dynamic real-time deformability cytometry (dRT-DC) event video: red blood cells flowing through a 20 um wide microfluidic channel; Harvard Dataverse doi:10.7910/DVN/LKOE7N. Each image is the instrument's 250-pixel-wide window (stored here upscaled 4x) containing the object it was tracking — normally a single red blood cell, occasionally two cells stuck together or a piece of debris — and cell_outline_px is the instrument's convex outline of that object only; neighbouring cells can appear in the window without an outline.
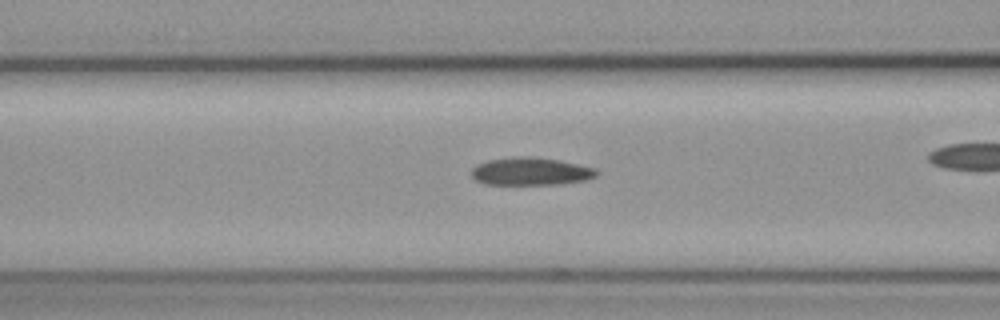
{"species": "common noctule bat (a hibernating species)", "species_latin": "Nyctalus noctula", "temperature_condition": "cold", "stored_images_in_passage": 27, "camera_frame_rate_fps": 3000, "um_per_image_px": 0.085, "animal": {"sex": "female", "body_mass_g": 19.3, "forearm_length_mm": 54.1}, "frame": {"image": 1, "passage_image": 5, "time_ms": 1.333, "image_size_px": [1000, 320], "cell_outline_px": [[596, 176], [584, 180], [560, 184], [484, 184], [476, 180], [472, 176], [472, 168], [476, 164], [488, 160], [520, 156], [528, 156], [560, 160], [596, 168]], "centroid_in_image_um": [45.09, 14.56], "position_along_channel_um": 121.5, "area_um2": 20.11}}
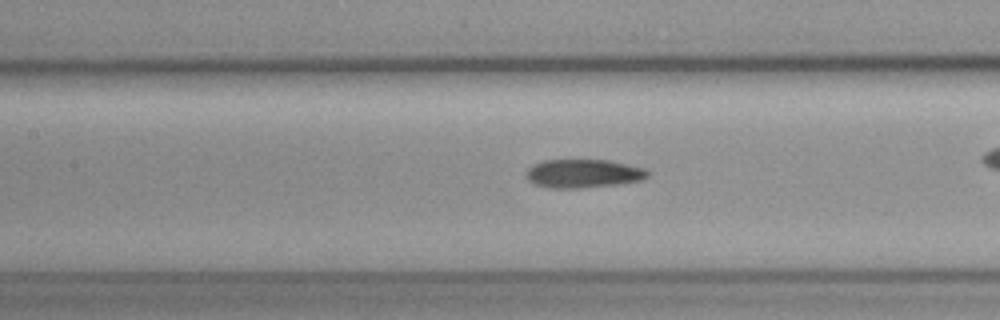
{"frame": {"image": 2, "passage_image": 8, "time_ms": 2.333, "image_size_px": [1000, 320], "cell_outline_px": [[648, 176], [640, 180], [620, 184], [580, 188], [548, 188], [536, 184], [528, 180], [524, 176], [524, 172], [532, 164], [544, 160], [608, 160], [628, 164], [644, 168], [648, 172]], "centroid_in_image_um": [49.53, 14.75], "position_along_channel_um": 157.9, "area_um2": 20.35}}